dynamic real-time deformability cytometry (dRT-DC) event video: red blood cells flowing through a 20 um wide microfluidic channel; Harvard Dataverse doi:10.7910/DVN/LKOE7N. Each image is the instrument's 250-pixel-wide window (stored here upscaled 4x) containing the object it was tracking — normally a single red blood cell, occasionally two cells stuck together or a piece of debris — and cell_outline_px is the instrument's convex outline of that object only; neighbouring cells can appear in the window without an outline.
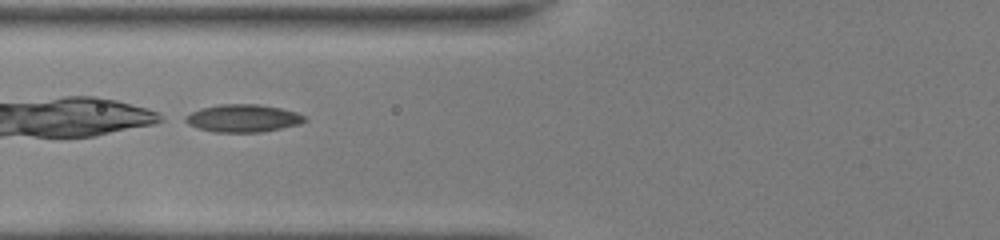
{"species": "common noctule bat (a hibernating species)", "species_latin": "Nyctalus noctula", "temperature_condition": "room temperature", "stored_images_in_passage": 51, "camera_frame_rate_fps": 3000, "um_per_image_px": 0.085, "animal": {"sex": "female", "body_mass_g": 22.0, "forearm_length_mm": 56.7}, "frame": {"image": 1, "passage_image": 23, "time_ms": 7.333, "image_size_px": [1000, 240], "cell_outline_px": [[308, 120], [300, 124], [260, 132], [212, 132], [196, 128], [180, 120], [184, 116], [200, 108], [220, 104], [260, 104], [280, 108], [296, 112], [308, 116]], "centroid_in_image_um": [20.63, 10.05], "position_along_channel_um": 105.2, "area_um2": 19.54}}
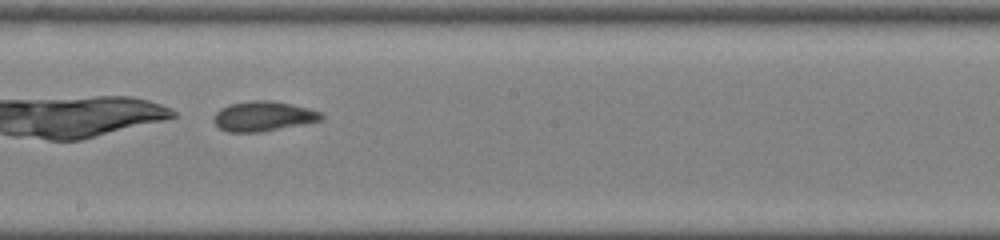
{"frame": {"image": 2, "passage_image": 32, "time_ms": 10.333, "image_size_px": [1000, 240], "cell_outline_px": [[324, 116], [320, 120], [304, 124], [260, 132], [228, 132], [220, 128], [212, 120], [216, 112], [220, 108], [228, 104], [252, 100], [272, 100], [292, 104], [324, 112]], "centroid_in_image_um": [22.38, 9.87], "position_along_channel_um": 225.8, "area_um2": 18.9}}
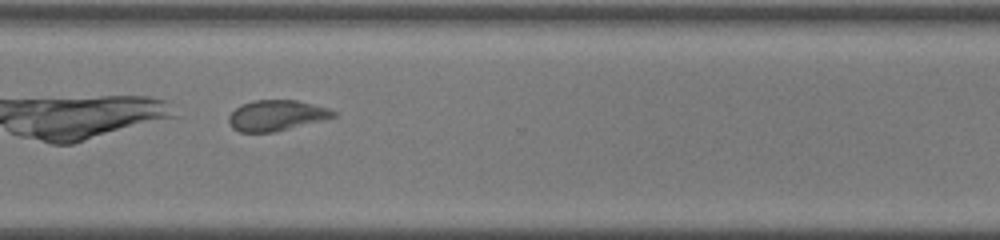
{"frame": {"image": 3, "passage_image": 41, "time_ms": 13.333, "image_size_px": [1000, 240], "cell_outline_px": [[336, 116], [324, 120], [272, 132], [240, 132], [232, 128], [228, 120], [228, 116], [240, 104], [252, 100], [296, 100], [328, 108], [336, 112]], "centroid_in_image_um": [23.47, 9.8], "position_along_channel_um": 347.1, "area_um2": 18.61}}